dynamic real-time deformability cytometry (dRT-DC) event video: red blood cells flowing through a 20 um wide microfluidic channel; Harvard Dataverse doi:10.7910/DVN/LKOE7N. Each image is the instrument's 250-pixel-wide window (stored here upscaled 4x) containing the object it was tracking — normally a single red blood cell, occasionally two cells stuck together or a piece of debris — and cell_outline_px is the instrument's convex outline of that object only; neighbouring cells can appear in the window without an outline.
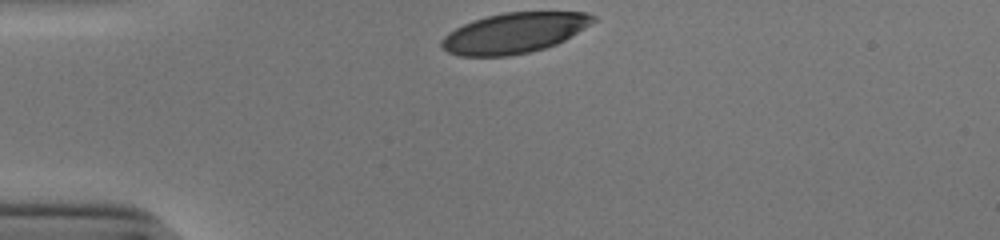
{"species": "human", "species_latin": "Homo sapiens", "temperature_condition": "cold", "stored_images_in_passage": 30, "camera_frame_rate_fps": 3000, "um_per_image_px": 0.085, "donor": {"sex": "male"}, "frame": {"image": 1, "passage_image": 1, "time_ms": 0.0, "image_size_px": [1000, 240], "cell_outline_px": [[596, 20], [584, 28], [564, 40], [556, 44], [544, 48], [528, 52], [508, 56], [460, 56], [448, 52], [440, 44], [440, 40], [448, 32], [472, 20], [504, 12], [588, 12], [596, 16]], "centroid_in_image_um": [43.7, 2.8], "position_along_channel_um": 41.3, "area_um2": 35.49}}
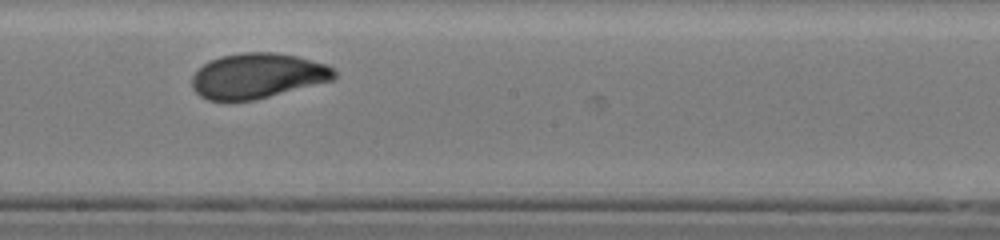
{"frame": {"image": 2, "passage_image": 18, "time_ms": 5.667, "image_size_px": [1000, 240], "cell_outline_px": [[336, 76], [332, 80], [252, 100], [208, 100], [200, 96], [192, 88], [192, 76], [208, 60], [220, 56], [244, 52], [276, 52], [296, 56], [328, 64], [336, 72]], "centroid_in_image_um": [21.87, 6.42], "position_along_channel_um": 226.3, "area_um2": 37.17}}
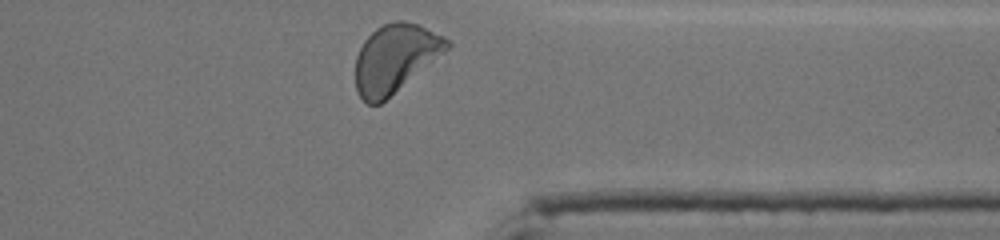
{"frame": {"image": 3, "passage_image": 30, "time_ms": 9.667, "image_size_px": [1000, 240], "cell_outline_px": [[452, 44], [444, 52], [380, 104], [368, 104], [356, 92], [356, 56], [364, 40], [376, 28], [384, 24], [396, 20], [404, 20], [420, 24], [452, 40]], "centroid_in_image_um": [33.59, 4.92], "position_along_channel_um": 377.8, "area_um2": 36.13}, "authors_computed_cell_mechanics": {"area_um2": 37.2232, "velocity_mm_per_s": 3.877, "shape_relaxation_time_tau1_ms": 3.2696, "shape_relaxation_time_tau2_ms": 0.7294, "deformation_change_tau1": 0.1374, "deformation_change_tau2": 0.052}}